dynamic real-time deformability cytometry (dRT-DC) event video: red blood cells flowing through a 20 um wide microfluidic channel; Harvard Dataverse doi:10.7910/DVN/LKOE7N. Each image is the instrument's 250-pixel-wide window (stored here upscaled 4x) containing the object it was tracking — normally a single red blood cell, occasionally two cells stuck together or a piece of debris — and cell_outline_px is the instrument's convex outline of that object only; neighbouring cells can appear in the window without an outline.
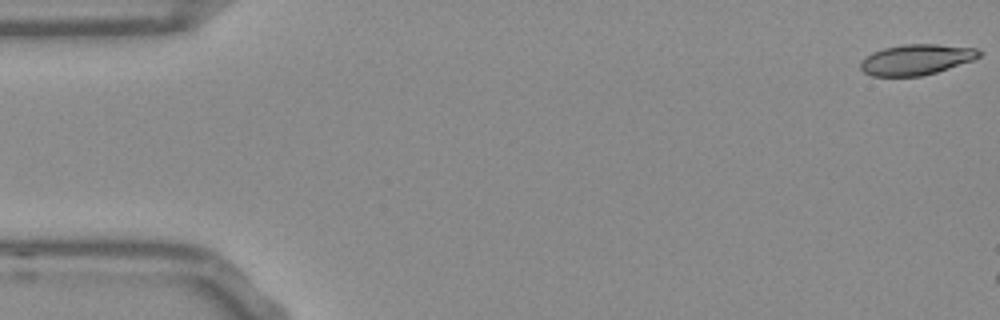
{"species": "Egyptian fruit bat (a non-hibernating species)", "species_latin": "Rousettus aegyptiacus", "temperature_condition": "room temperature", "stored_images_in_passage": 8, "camera_frame_rate_fps": 3000, "um_per_image_px": 0.085, "frame": {"image": 1, "passage_image": 1, "time_ms": 0.0, "image_size_px": [1000, 320], "cell_outline_px": [[984, 52], [980, 56], [972, 60], [936, 72], [920, 76], [872, 76], [864, 72], [860, 68], [860, 60], [872, 52], [884, 48], [904, 44], [936, 44], [976, 48]], "centroid_in_image_um": [77.87, 5.06], "position_along_channel_um": 7.1, "area_um2": 21.1}}